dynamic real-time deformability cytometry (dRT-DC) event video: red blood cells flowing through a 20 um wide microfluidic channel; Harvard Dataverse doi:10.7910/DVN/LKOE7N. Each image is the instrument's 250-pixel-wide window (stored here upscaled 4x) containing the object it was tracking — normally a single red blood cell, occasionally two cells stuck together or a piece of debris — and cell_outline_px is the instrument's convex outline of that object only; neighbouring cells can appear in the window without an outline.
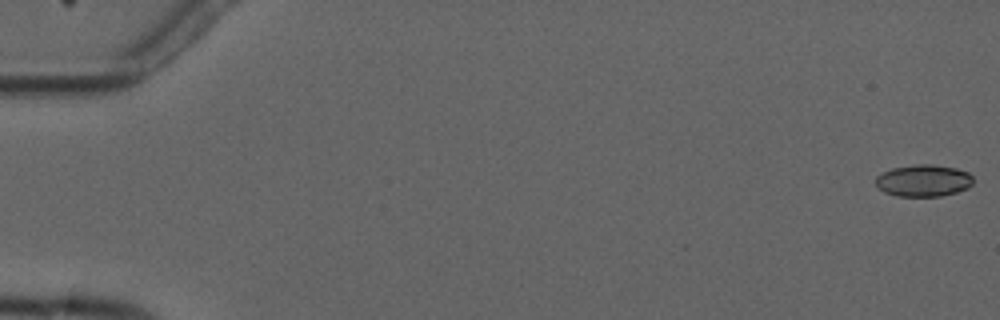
{"species": "common noctule bat (a hibernating species)", "species_latin": "Nyctalus noctula", "temperature_condition": "cold", "stored_images_in_passage": 7, "camera_frame_rate_fps": 3000, "um_per_image_px": 0.085, "animal": {"sex": "male", "forearm_length_mm": 52.5}, "frame": {"image": 1, "passage_image": 1, "time_ms": 0.0, "image_size_px": [1000, 320], "cell_outline_px": [[972, 184], [968, 188], [956, 192], [940, 196], [896, 196], [884, 192], [876, 188], [876, 176], [892, 168], [916, 164], [932, 164], [956, 168], [968, 172], [972, 176]], "centroid_in_image_um": [78.48, 15.35], "position_along_channel_um": 6.5, "area_um2": 18.21}}
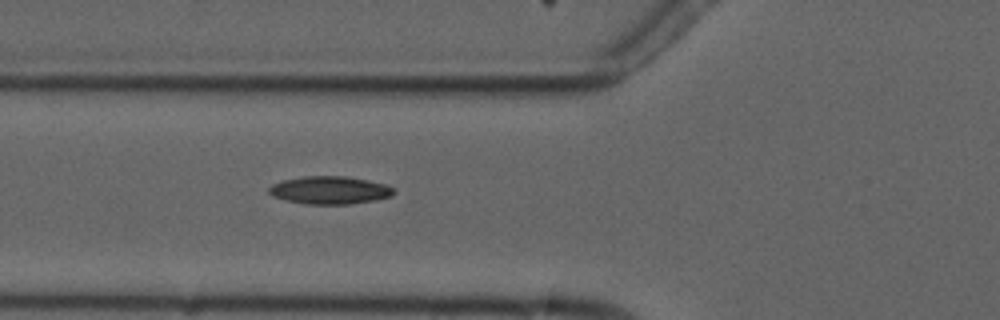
{"frame": {"image": 2, "passage_image": 7, "time_ms": 6.667, "image_size_px": [1000, 320], "cell_outline_px": [[396, 192], [392, 196], [376, 200], [348, 204], [304, 204], [284, 200], [272, 196], [268, 192], [268, 188], [272, 184], [284, 180], [304, 176], [344, 176], [368, 180], [384, 184], [396, 188]], "centroid_in_image_um": [28.04, 16.17], "position_along_channel_um": 97.8, "area_um2": 20.4}}